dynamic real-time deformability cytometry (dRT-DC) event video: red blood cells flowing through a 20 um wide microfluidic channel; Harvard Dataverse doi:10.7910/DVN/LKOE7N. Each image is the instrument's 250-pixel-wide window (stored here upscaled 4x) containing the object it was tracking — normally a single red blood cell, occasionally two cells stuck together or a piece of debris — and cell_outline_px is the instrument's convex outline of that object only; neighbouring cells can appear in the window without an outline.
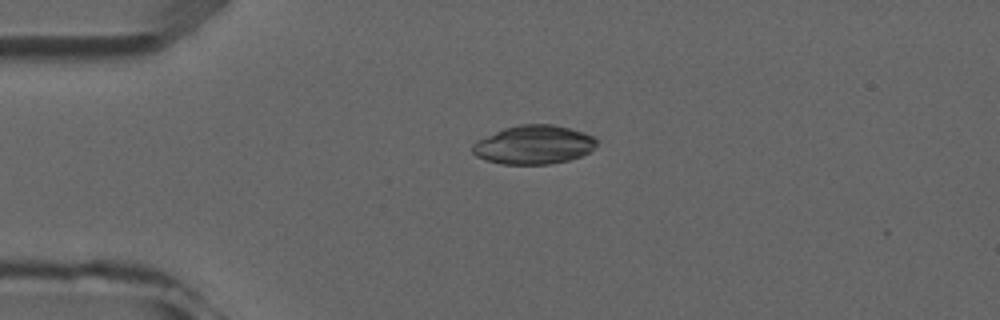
{"species": "common noctule bat (a hibernating species)", "species_latin": "Nyctalus noctula", "temperature_condition": "room temperature", "stored_images_in_passage": 6, "camera_frame_rate_fps": 3000, "um_per_image_px": 0.085, "animal": {"sex": "male", "forearm_length_mm": 52.5}, "frame": {"image": 1, "passage_image": 1, "time_ms": 0.0, "image_size_px": [1000, 320], "cell_outline_px": [[596, 144], [588, 152], [580, 156], [568, 160], [548, 164], [500, 164], [484, 160], [476, 156], [472, 152], [472, 144], [476, 140], [504, 128], [520, 124], [552, 124], [584, 132], [592, 136], [596, 140]], "centroid_in_image_um": [45.31, 12.3], "position_along_channel_um": 39.7, "area_um2": 27.98}}
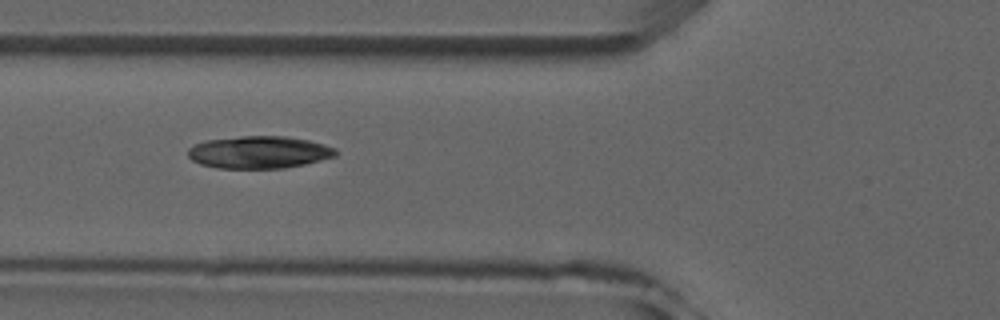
{"frame": {"image": 2, "passage_image": 3, "time_ms": 2.333, "image_size_px": [1000, 320], "cell_outline_px": [[340, 152], [336, 156], [304, 164], [284, 168], [216, 168], [200, 164], [192, 160], [188, 156], [188, 148], [204, 140], [240, 136], [284, 136], [308, 140], [324, 144], [336, 148]], "centroid_in_image_um": [22.02, 12.94], "position_along_channel_um": 103.8, "area_um2": 27.98}}
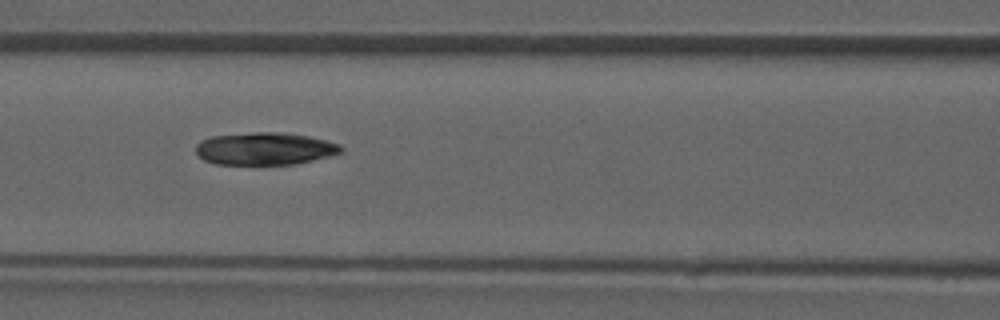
{"frame": {"image": 3, "passage_image": 4, "time_ms": 3.333, "image_size_px": [1000, 320], "cell_outline_px": [[344, 152], [332, 156], [296, 164], [216, 164], [204, 160], [196, 152], [196, 144], [212, 136], [256, 132], [276, 132], [308, 136], [340, 144], [344, 148]], "centroid_in_image_um": [22.56, 12.64], "position_along_channel_um": 144.0, "area_um2": 27.4}}